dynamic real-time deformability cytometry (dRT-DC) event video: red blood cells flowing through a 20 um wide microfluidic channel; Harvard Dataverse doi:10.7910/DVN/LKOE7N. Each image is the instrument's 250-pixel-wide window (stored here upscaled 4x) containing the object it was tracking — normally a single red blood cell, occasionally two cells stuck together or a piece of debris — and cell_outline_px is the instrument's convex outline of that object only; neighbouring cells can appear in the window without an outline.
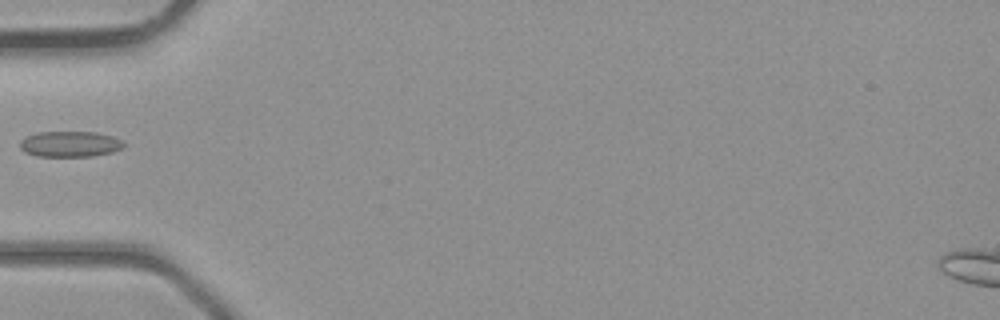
{"species": "common noctule bat (a hibernating species)", "species_latin": "Nyctalus noctula", "temperature_condition": "room temperature", "stored_images_in_passage": 1, "camera_frame_rate_fps": 3000, "um_per_image_px": 0.085, "animal": {"sex": "male", "body_mass_g": 23.1, "forearm_length_mm": 52.7}, "frame": {"image": 1, "passage_image": 1, "time_ms": 0.0, "image_size_px": [1000, 320], "cell_outline_px": [[128, 144], [124, 148], [112, 152], [92, 156], [36, 156], [24, 152], [20, 148], [20, 140], [24, 136], [36, 132], [96, 132], [112, 136], [124, 140]], "centroid_in_image_um": [5.97, 12.24], "position_along_channel_um": 79.0, "area_um2": 15.9}}